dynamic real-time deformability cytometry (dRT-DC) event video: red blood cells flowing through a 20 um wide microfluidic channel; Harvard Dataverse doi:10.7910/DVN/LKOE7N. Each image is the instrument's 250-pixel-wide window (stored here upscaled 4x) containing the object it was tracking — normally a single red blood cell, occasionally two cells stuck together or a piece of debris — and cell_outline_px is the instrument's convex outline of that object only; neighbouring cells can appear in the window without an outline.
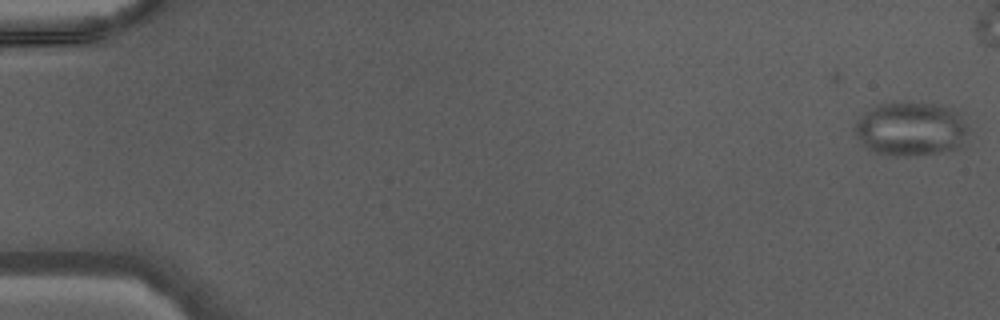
{"species": "Egyptian fruit bat (a non-hibernating species)", "species_latin": "Rousettus aegyptiacus", "temperature_condition": "warm", "stored_images_in_passage": 24, "camera_frame_rate_fps": 3000, "um_per_image_px": 0.085, "animal": {"sex": "male"}, "frame": {"image": 1, "passage_image": 1, "time_ms": 0.0, "image_size_px": [1000, 320], "cell_outline_px": [[968, 132], [964, 148], [916, 156], [888, 156], [876, 152], [868, 148], [864, 144], [852, 128], [864, 112], [880, 104], [892, 100], [920, 100], [944, 104], [964, 108], [968, 124]], "centroid_in_image_um": [77.58, 10.89], "position_along_channel_um": 7.4, "area_um2": 38.03}}